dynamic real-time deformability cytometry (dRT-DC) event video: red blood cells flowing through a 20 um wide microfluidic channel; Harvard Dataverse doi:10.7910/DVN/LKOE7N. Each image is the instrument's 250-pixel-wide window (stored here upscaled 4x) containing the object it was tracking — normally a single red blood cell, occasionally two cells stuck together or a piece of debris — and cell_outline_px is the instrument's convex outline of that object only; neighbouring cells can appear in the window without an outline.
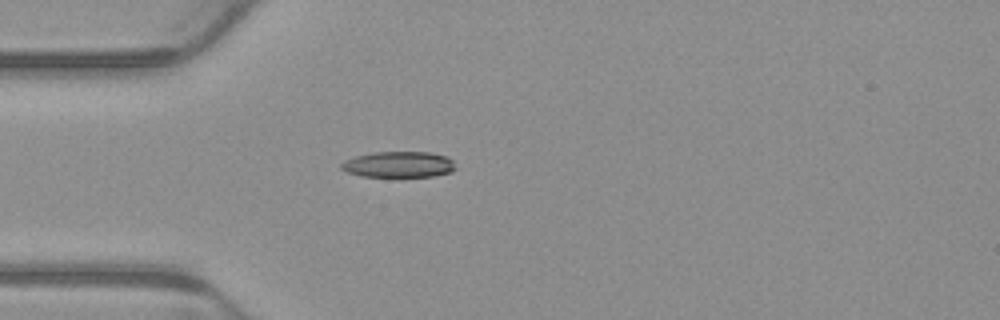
{"species": "common noctule bat (a hibernating species)", "species_latin": "Nyctalus noctula", "temperature_condition": "warm", "stored_images_in_passage": 1, "camera_frame_rate_fps": 3000, "um_per_image_px": 0.085, "animal": {"sex": "male", "body_mass_g": 23.1, "forearm_length_mm": 52.7}, "frame": {"image": 1, "passage_image": 1, "time_ms": 0.0, "image_size_px": [1000, 320], "cell_outline_px": [[456, 168], [452, 172], [432, 176], [360, 176], [348, 172], [340, 168], [340, 164], [344, 160], [356, 156], [376, 152], [428, 152], [448, 156], [452, 160]], "centroid_in_image_um": [33.9, 13.97], "position_along_channel_um": 51.1, "area_um2": 17.22}}